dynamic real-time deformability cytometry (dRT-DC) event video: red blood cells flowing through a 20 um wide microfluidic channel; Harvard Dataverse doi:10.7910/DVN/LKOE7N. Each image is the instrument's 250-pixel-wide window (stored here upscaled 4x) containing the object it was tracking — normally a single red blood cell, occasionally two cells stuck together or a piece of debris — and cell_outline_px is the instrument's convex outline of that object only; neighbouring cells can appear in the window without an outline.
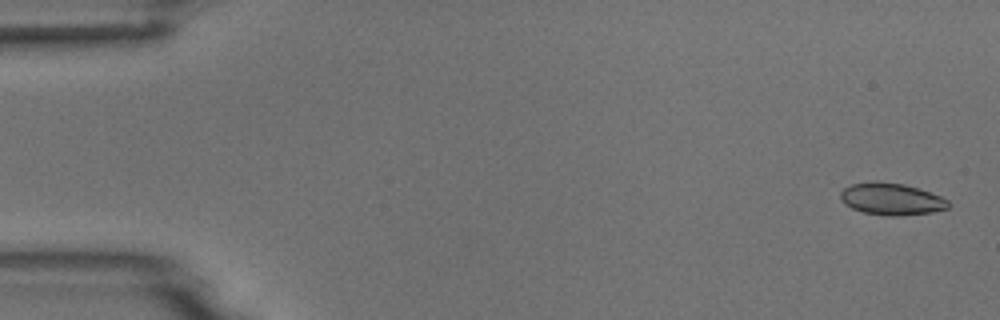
{"species": "common noctule bat (a hibernating species)", "species_latin": "Nyctalus noctula", "temperature_condition": "room temperature", "stored_images_in_passage": 5, "camera_frame_rate_fps": 3000, "um_per_image_px": 0.085, "animal": {"sex": "male", "body_mass_g": 18.8}, "frame": {"image": 1, "passage_image": 1, "time_ms": 0.0, "image_size_px": [1000, 320], "cell_outline_px": [[948, 208], [932, 212], [892, 216], [884, 216], [864, 212], [852, 208], [844, 204], [840, 200], [840, 192], [844, 188], [852, 184], [876, 180], [904, 184], [940, 196], [948, 200]], "centroid_in_image_um": [75.71, 16.91], "position_along_channel_um": 9.3, "area_um2": 20.0}}
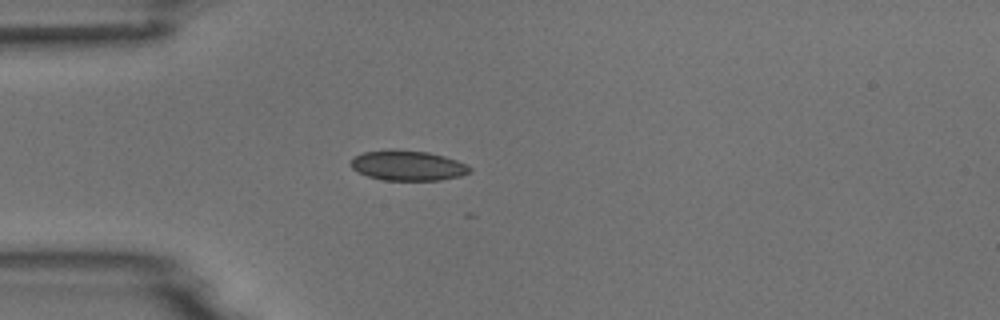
{"frame": {"image": 2, "passage_image": 5, "time_ms": 4.333, "image_size_px": [1000, 320], "cell_outline_px": [[472, 172], [460, 176], [440, 180], [384, 180], [368, 176], [352, 168], [352, 160], [356, 156], [364, 152], [392, 148], [428, 152], [444, 156], [456, 160], [472, 168]], "centroid_in_image_um": [34.69, 14.06], "position_along_channel_um": 50.3, "area_um2": 20.81}}